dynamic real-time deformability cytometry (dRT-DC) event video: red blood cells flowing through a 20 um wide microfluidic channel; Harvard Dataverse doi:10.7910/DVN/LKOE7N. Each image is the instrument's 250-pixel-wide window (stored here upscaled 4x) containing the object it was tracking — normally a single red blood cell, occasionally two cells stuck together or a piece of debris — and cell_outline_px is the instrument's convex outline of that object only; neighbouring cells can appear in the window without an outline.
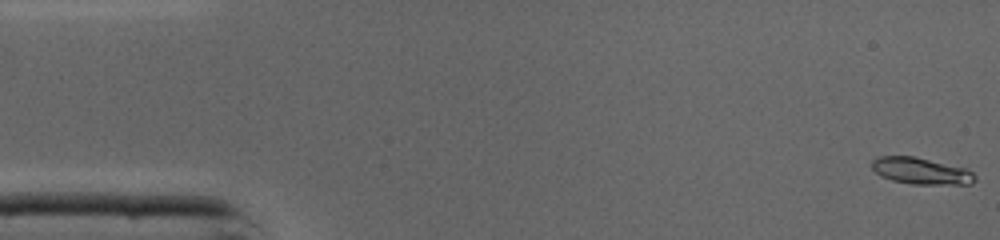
{"species": "common noctule bat (a hibernating species)", "species_latin": "Nyctalus noctula", "temperature_condition": "cold", "stored_images_in_passage": 11, "camera_frame_rate_fps": 3000, "um_per_image_px": 0.085, "animal": {"sex": "male", "body_mass_g": 19.0, "forearm_length_mm": 50.8}, "frame": {"image": 1, "passage_image": 1, "time_ms": 0.0, "image_size_px": [1000, 240], "cell_outline_px": [[976, 180], [972, 184], [912, 184], [892, 180], [880, 176], [872, 168], [872, 160], [880, 156], [912, 156], [964, 168], [972, 172], [976, 176]], "centroid_in_image_um": [78.28, 14.54], "position_along_channel_um": 6.7, "area_um2": 15.78}}